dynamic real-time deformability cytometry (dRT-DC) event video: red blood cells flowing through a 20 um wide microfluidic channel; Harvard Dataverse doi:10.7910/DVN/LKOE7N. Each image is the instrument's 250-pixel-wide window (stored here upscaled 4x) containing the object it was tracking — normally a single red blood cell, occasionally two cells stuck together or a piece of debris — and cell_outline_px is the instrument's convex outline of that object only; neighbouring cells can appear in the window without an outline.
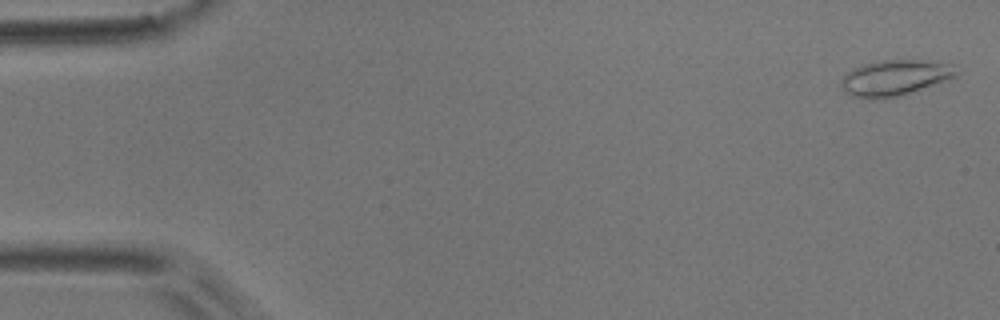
{"species": "common noctule bat (a hibernating species)", "species_latin": "Nyctalus noctula", "temperature_condition": "room temperature", "stored_images_in_passage": 9, "camera_frame_rate_fps": 3000, "um_per_image_px": 0.085, "animal": {"sex": "male", "body_mass_g": 17.9}, "frame": {"image": 1, "passage_image": 2, "time_ms": 0.333, "image_size_px": [1000, 320], "cell_outline_px": [[960, 72], [956, 76], [948, 80], [900, 96], [872, 100], [868, 100], [852, 96], [844, 92], [840, 84], [840, 80], [852, 68], [860, 64], [880, 60], [920, 60], [952, 64]], "centroid_in_image_um": [76.03, 6.62], "position_along_channel_um": 9.0, "area_um2": 24.39}}